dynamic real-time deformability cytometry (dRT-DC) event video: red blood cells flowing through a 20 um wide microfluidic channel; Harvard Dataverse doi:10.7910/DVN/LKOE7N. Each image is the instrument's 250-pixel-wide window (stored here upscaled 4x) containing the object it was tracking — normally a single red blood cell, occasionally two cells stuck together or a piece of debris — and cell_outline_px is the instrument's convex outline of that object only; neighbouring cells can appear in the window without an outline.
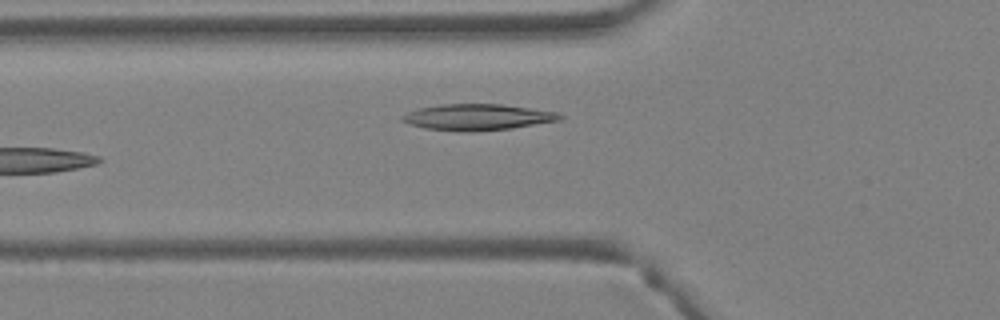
{"species": "Egyptian fruit bat (a non-hibernating species)", "species_latin": "Rousettus aegyptiacus", "temperature_condition": "warm", "stored_images_in_passage": 6, "camera_frame_rate_fps": 3000, "um_per_image_px": 0.085, "animal": {"sex": "female"}, "frame": {"image": 1, "passage_image": 6, "time_ms": 1.667, "image_size_px": [1000, 320], "cell_outline_px": [[564, 116], [560, 120], [512, 128], [476, 132], [456, 132], [424, 128], [408, 124], [400, 120], [400, 116], [416, 108], [440, 104], [504, 104], [556, 112]], "centroid_in_image_um": [40.52, 9.96], "position_along_channel_um": 85.3, "area_um2": 24.39}}